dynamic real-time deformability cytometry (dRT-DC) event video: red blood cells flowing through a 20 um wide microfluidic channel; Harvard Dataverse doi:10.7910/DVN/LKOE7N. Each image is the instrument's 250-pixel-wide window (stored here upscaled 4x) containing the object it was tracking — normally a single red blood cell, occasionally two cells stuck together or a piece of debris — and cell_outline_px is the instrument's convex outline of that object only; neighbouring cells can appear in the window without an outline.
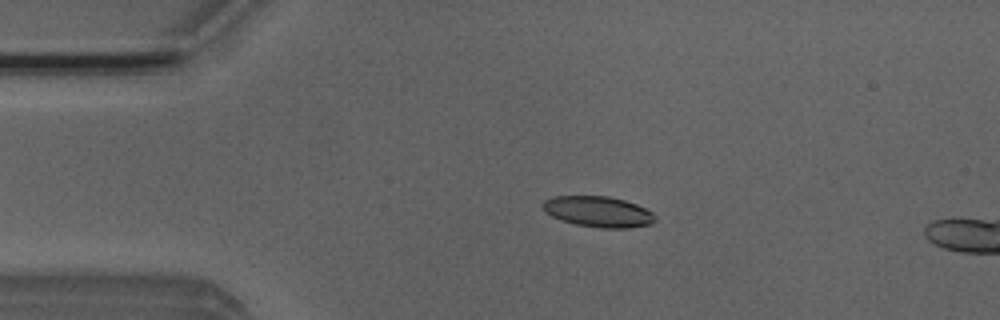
{"species": "Egyptian fruit bat (a non-hibernating species)", "species_latin": "Rousettus aegyptiacus", "temperature_condition": "room temperature", "stored_images_in_passage": 3, "camera_frame_rate_fps": 3000, "um_per_image_px": 0.085, "animal": {"sex": "male"}, "frame": {"image": 1, "passage_image": 1, "time_ms": 0.0, "image_size_px": [1000, 320], "cell_outline_px": [[656, 220], [652, 224], [628, 228], [600, 228], [576, 224], [560, 220], [544, 212], [544, 200], [552, 196], [608, 196], [624, 200], [636, 204], [652, 212], [656, 216]], "centroid_in_image_um": [50.86, 17.99], "position_along_channel_um": 34.1, "area_um2": 20.17}}